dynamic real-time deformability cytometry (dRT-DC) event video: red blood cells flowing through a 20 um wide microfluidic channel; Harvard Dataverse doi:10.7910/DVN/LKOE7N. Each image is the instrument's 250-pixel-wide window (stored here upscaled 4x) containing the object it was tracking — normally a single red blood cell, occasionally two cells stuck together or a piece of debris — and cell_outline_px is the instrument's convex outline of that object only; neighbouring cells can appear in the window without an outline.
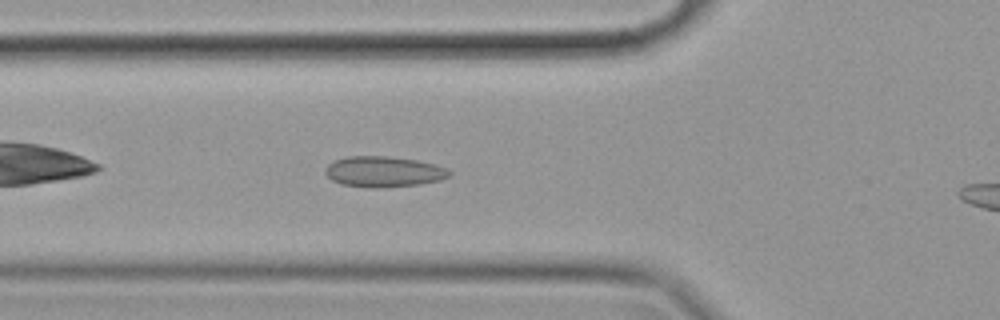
{"species": "common noctule bat (a hibernating species)", "species_latin": "Nyctalus noctula", "temperature_condition": "cold", "stored_images_in_passage": 36, "camera_frame_rate_fps": 3000, "um_per_image_px": 0.085, "animal": {"sex": "female", "body_mass_g": 19.9}, "frame": {"image": 1, "passage_image": 6, "time_ms": 1.667, "image_size_px": [1000, 320], "cell_outline_px": [[452, 172], [448, 176], [440, 180], [420, 184], [380, 188], [372, 188], [340, 184], [332, 180], [324, 172], [324, 168], [328, 164], [336, 160], [348, 156], [388, 156], [416, 160], [436, 164], [448, 168]], "centroid_in_image_um": [32.61, 14.59], "position_along_channel_um": 93.2, "area_um2": 22.31}}
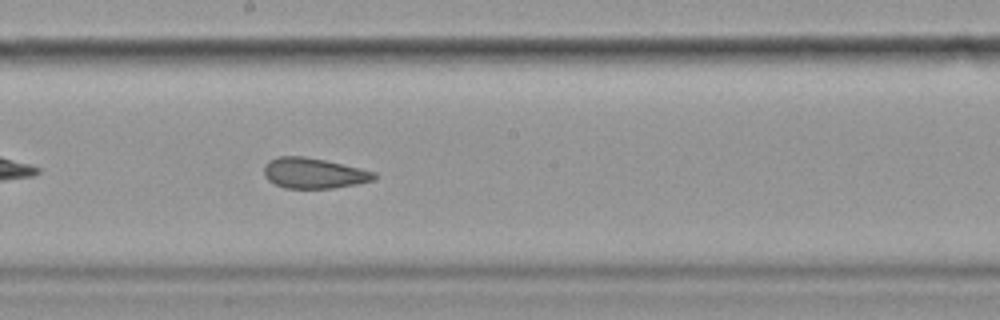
{"frame": {"image": 2, "passage_image": 17, "time_ms": 5.333, "image_size_px": [1000, 320], "cell_outline_px": [[376, 180], [356, 184], [332, 188], [284, 188], [268, 180], [264, 176], [264, 164], [268, 160], [280, 156], [304, 156], [324, 160], [360, 168], [376, 172]], "centroid_in_image_um": [26.66, 14.72], "position_along_channel_um": 221.5, "area_um2": 19.59}}
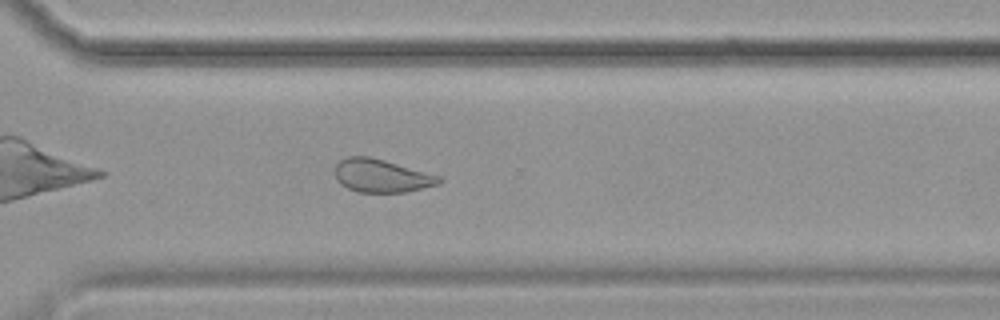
{"frame": {"image": 3, "passage_image": 27, "time_ms": 8.667, "image_size_px": [1000, 320], "cell_outline_px": [[444, 180], [440, 184], [404, 192], [356, 192], [340, 184], [336, 180], [336, 164], [340, 160], [348, 156], [368, 156], [384, 160], [440, 176]], "centroid_in_image_um": [32.42, 14.94], "position_along_channel_um": 338.2, "area_um2": 20.0}}